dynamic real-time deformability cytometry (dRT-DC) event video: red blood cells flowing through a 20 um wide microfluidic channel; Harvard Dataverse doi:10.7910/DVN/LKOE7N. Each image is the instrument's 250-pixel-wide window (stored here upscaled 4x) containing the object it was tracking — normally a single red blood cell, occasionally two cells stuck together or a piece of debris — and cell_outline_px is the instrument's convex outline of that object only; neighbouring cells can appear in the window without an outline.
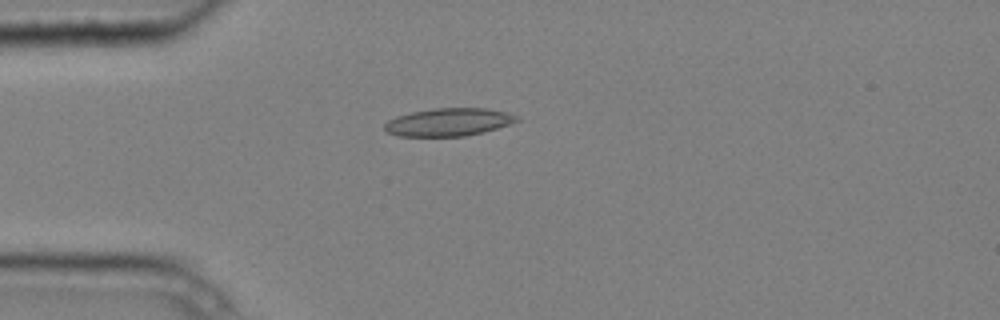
{"species": "common noctule bat (a hibernating species)", "species_latin": "Nyctalus noctula", "temperature_condition": "cold", "stored_images_in_passage": 6, "camera_frame_rate_fps": 3000, "um_per_image_px": 0.085, "animal": {"sex": "male", "body_mass_g": 20.4}, "frame": {"image": 1, "passage_image": 4, "time_ms": 1.0, "image_size_px": [1000, 320], "cell_outline_px": [[520, 120], [484, 132], [464, 136], [396, 136], [388, 132], [384, 128], [384, 124], [388, 120], [396, 116], [412, 112], [432, 108], [484, 108], [508, 112], [520, 116]], "centroid_in_image_um": [38.13, 10.37], "position_along_channel_um": 46.9, "area_um2": 21.5}}
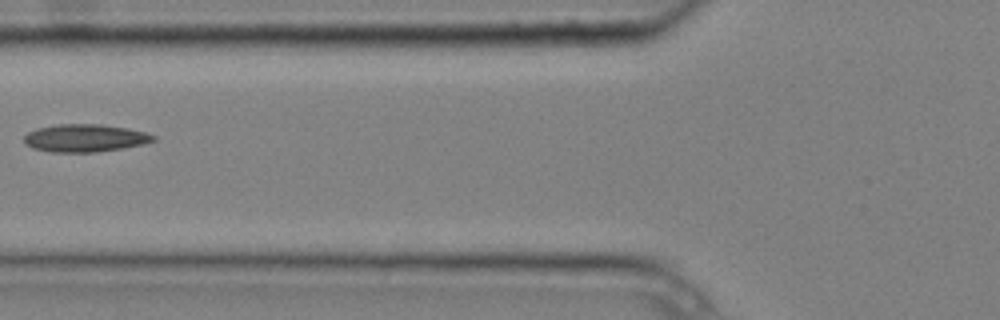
{"frame": {"image": 2, "passage_image": 6, "time_ms": 1.667, "image_size_px": [1000, 320], "cell_outline_px": [[156, 140], [144, 144], [96, 152], [52, 152], [32, 148], [24, 144], [24, 136], [28, 132], [36, 128], [56, 124], [104, 124], [128, 128], [148, 132], [156, 136]], "centroid_in_image_um": [7.23, 11.72], "position_along_channel_um": 118.6, "area_um2": 21.1}}